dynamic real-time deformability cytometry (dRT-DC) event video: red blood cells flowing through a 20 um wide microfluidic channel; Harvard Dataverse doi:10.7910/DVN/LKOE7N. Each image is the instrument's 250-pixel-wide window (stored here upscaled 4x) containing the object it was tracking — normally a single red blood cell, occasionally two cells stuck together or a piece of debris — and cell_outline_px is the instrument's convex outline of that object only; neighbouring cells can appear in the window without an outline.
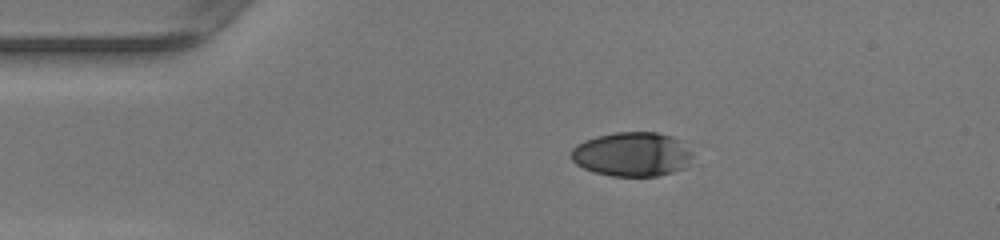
{"species": "human", "species_latin": "Homo sapiens", "temperature_condition": "warm", "stored_images_in_passage": 40, "camera_frame_rate_fps": 3000, "um_per_image_px": 0.085, "donor": {"sex": "female"}, "frame": {"image": 1, "passage_image": 1, "time_ms": 0.0, "image_size_px": [1000, 240], "cell_outline_px": [[692, 156], [684, 168], [672, 172], [656, 176], [612, 176], [596, 172], [584, 168], [576, 164], [572, 160], [572, 148], [576, 144], [584, 140], [596, 136], [616, 132], [656, 132], [672, 136], [684, 140], [692, 152]], "centroid_in_image_um": [53.75, 13.09], "position_along_channel_um": 31.2, "area_um2": 31.5}}
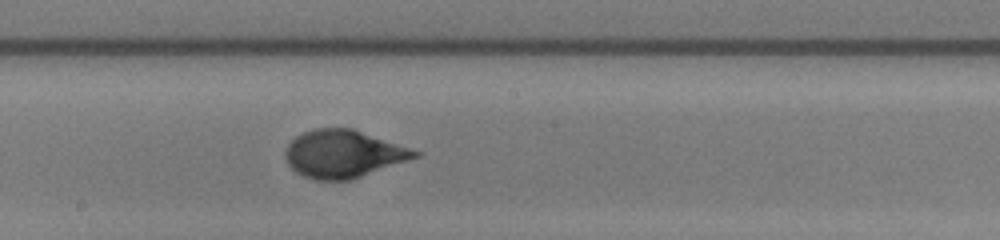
{"frame": {"image": 2, "passage_image": 18, "time_ms": 5.667, "image_size_px": [1000, 240], "cell_outline_px": [[424, 152], [420, 156], [352, 180], [316, 180], [304, 176], [296, 172], [288, 164], [284, 156], [284, 152], [288, 144], [296, 136], [304, 132], [316, 128], [352, 128]], "centroid_in_image_um": [29.21, 13.08], "position_along_channel_um": 219.0, "area_um2": 36.13}}
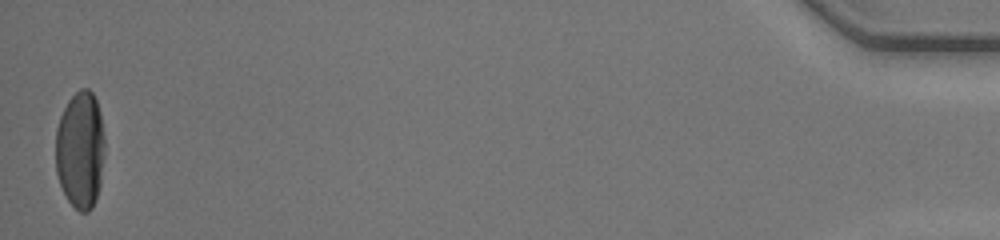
{"frame": {"image": 3, "passage_image": 40, "time_ms": 13.0, "image_size_px": [1000, 240], "cell_outline_px": [[104, 156], [100, 184], [96, 200], [92, 208], [88, 212], [80, 212], [68, 200], [60, 184], [56, 172], [56, 128], [60, 116], [68, 100], [80, 88], [88, 88], [92, 92], [96, 100], [100, 112], [104, 136]], "centroid_in_image_um": [6.83, 12.73], "position_along_channel_um": 428.4, "area_um2": 33.76}, "authors_computed_cell_mechanics": {"area_um2": 34.9401, "velocity_mm_per_s": 4.2304, "shape_relaxation_time_tau1_ms": 4.8855, "shape_relaxation_time_tau2_ms": null, "deformation_change_tau1": 0.2427, "deformation_change_tau2": null}}